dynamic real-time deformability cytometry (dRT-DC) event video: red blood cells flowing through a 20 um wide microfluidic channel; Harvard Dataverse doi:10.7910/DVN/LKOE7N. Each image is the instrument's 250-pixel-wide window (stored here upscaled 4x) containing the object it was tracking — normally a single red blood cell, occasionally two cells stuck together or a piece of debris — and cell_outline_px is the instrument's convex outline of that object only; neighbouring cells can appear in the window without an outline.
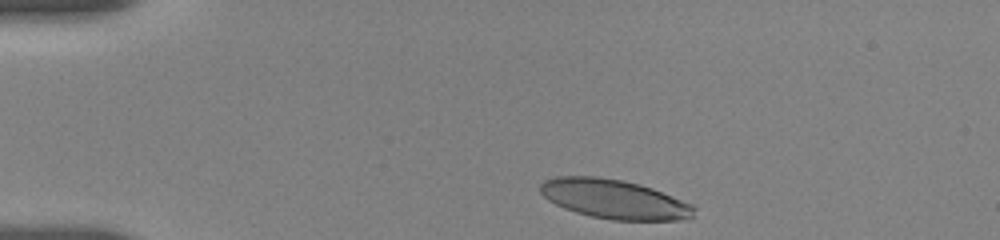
{"species": "human", "species_latin": "Homo sapiens", "temperature_condition": "room temperature", "stored_images_in_passage": 19, "camera_frame_rate_fps": 3000, "um_per_image_px": 0.085, "donor": {"sex": "female"}, "frame": {"image": 1, "passage_image": 1, "time_ms": 0.0, "image_size_px": [1000, 240], "cell_outline_px": [[696, 208], [692, 216], [688, 220], [612, 220], [592, 216], [576, 212], [564, 208], [548, 200], [540, 192], [540, 184], [544, 180], [556, 176], [596, 176], [624, 180], [640, 184], [652, 188], [692, 204]], "centroid_in_image_um": [52.21, 16.92], "position_along_channel_um": 32.8, "area_um2": 35.26}}
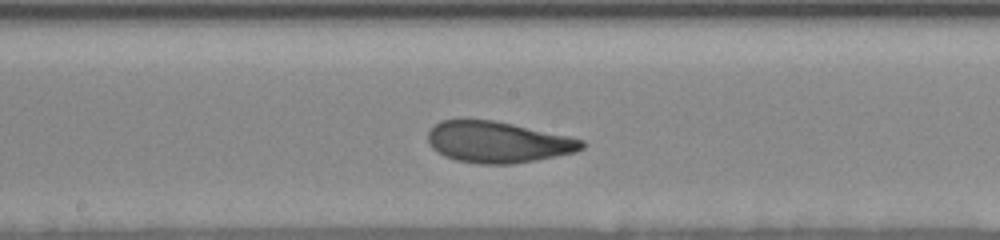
{"frame": {"image": 2, "passage_image": 11, "time_ms": 6.333, "image_size_px": [1000, 240], "cell_outline_px": [[584, 148], [576, 152], [536, 160], [508, 164], [476, 164], [456, 160], [444, 156], [436, 152], [428, 144], [428, 132], [440, 120], [464, 116], [496, 120], [568, 136], [584, 140]], "centroid_in_image_um": [42.24, 12.04], "position_along_channel_um": 206.0, "area_um2": 37.8}}
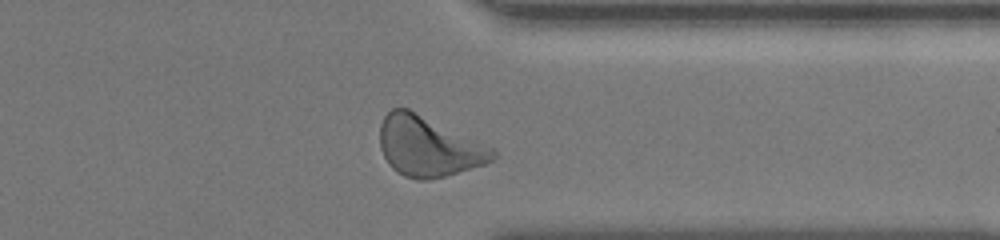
{"frame": {"image": 3, "passage_image": 18, "time_ms": 11.0, "image_size_px": [1000, 240], "cell_outline_px": [[496, 156], [492, 160], [484, 164], [444, 176], [428, 180], [420, 180], [404, 176], [396, 172], [388, 164], [380, 148], [380, 124], [384, 116], [392, 108], [408, 108], [496, 148]], "centroid_in_image_um": [36.41, 12.44], "position_along_channel_um": 375.0, "area_um2": 39.59}, "authors_computed_cell_mechanics": {"area_um2": 37.2232, "velocity_mm_per_s": 3.6432, "shape_relaxation_time_tau1_ms": 2.8289, "shape_relaxation_time_tau2_ms": 0.9927, "deformation_change_tau1": 0.1688, "deformation_change_tau2": 0.0848}}